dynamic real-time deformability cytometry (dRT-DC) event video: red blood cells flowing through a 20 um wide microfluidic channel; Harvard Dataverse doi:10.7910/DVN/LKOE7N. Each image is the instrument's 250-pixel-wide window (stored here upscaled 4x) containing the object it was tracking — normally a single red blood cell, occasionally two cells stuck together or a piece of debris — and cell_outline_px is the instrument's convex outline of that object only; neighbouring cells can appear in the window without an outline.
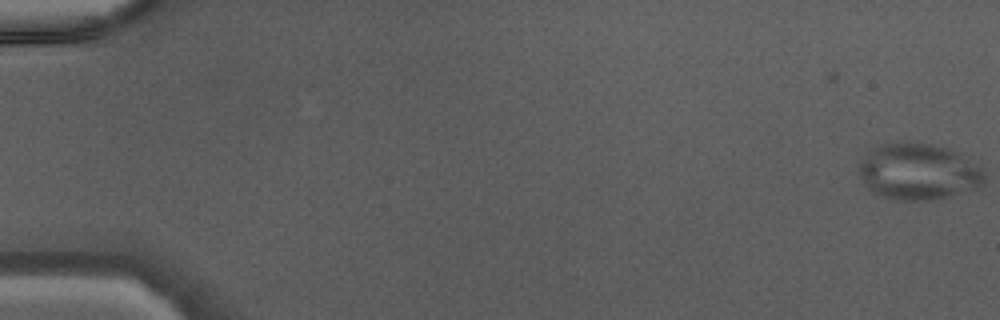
{"species": "Egyptian fruit bat (a non-hibernating species)", "species_latin": "Rousettus aegyptiacus", "temperature_condition": "warm", "stored_images_in_passage": 46, "camera_frame_rate_fps": 3000, "um_per_image_px": 0.085, "animal": {"sex": "male"}, "frame": {"image": 1, "passage_image": 1, "time_ms": 0.0, "image_size_px": [1000, 320], "cell_outline_px": [[984, 184], [980, 188], [932, 200], [892, 200], [880, 196], [872, 192], [868, 188], [860, 176], [860, 160], [880, 144], [896, 140], [932, 144], [944, 148], [984, 168]], "centroid_in_image_um": [78.05, 14.6], "position_along_channel_um": 7.0, "area_um2": 41.21}}